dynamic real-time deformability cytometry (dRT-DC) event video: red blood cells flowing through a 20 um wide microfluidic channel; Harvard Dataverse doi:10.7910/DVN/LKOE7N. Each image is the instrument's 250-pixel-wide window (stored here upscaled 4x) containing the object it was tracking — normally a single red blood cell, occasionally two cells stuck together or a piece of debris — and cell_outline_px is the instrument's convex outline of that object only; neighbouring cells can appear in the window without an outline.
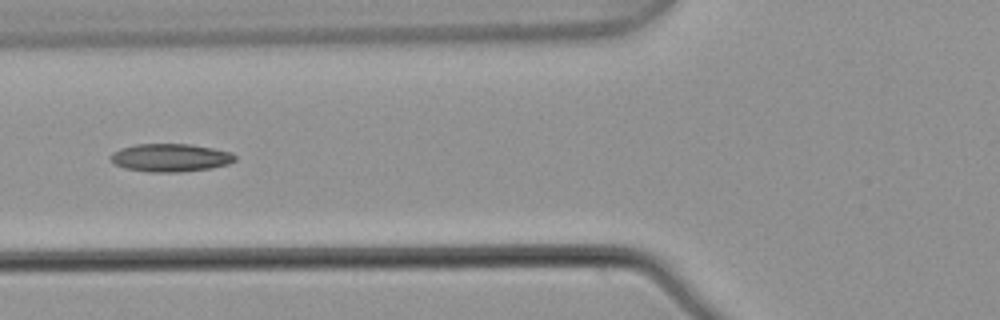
{"species": "common noctule bat (a hibernating species)", "species_latin": "Nyctalus noctula", "temperature_condition": "warm", "stored_images_in_passage": 5, "camera_frame_rate_fps": 3000, "um_per_image_px": 0.085, "animal": {"sex": "male", "body_mass_g": 21.5, "forearm_length_mm": 52.0}, "frame": {"image": 1, "passage_image": 5, "time_ms": 1.333, "image_size_px": [1000, 320], "cell_outline_px": [[236, 160], [228, 164], [212, 168], [180, 172], [148, 172], [124, 168], [116, 164], [108, 156], [112, 152], [120, 148], [136, 144], [192, 144], [232, 152], [236, 156]], "centroid_in_image_um": [14.49, 13.4], "position_along_channel_um": 111.3, "area_um2": 20.46}}